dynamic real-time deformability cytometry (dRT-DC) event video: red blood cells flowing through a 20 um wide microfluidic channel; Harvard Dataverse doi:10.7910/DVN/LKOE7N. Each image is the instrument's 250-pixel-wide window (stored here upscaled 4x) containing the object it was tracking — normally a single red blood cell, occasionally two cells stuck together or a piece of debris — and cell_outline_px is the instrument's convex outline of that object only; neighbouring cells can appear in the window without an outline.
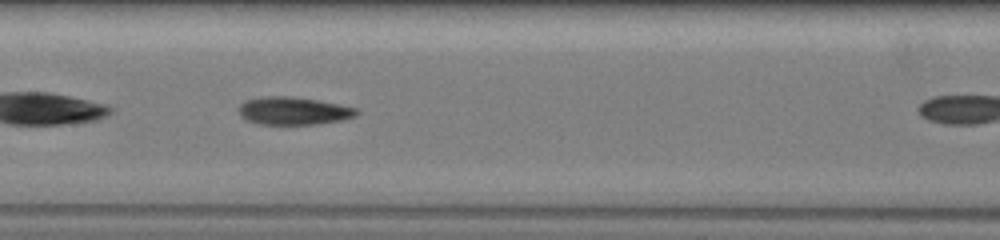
{"species": "common noctule bat (a hibernating species)", "species_latin": "Nyctalus noctula", "temperature_condition": "warm", "stored_images_in_passage": 31, "camera_frame_rate_fps": 3000, "um_per_image_px": 0.085, "animal": {"sex": "female", "body_mass_g": 19.5, "forearm_length_mm": 54.1}, "frame": {"image": 1, "passage_image": 10, "time_ms": 3.333, "image_size_px": [1000, 240], "cell_outline_px": [[360, 112], [356, 116], [340, 120], [316, 124], [260, 124], [248, 120], [240, 112], [240, 104], [248, 100], [264, 96], [284, 96], [316, 100], [356, 108]], "centroid_in_image_um": [24.98, 9.43], "position_along_channel_um": 182.4, "area_um2": 18.55}}